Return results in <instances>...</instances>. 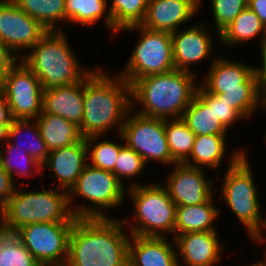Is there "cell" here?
Instances as JSON below:
<instances>
[{
    "instance_id": "obj_2",
    "label": "cell",
    "mask_w": 266,
    "mask_h": 266,
    "mask_svg": "<svg viewBox=\"0 0 266 266\" xmlns=\"http://www.w3.org/2000/svg\"><path fill=\"white\" fill-rule=\"evenodd\" d=\"M124 227L123 220L115 219L114 215L77 218L72 226L65 266H128L131 234Z\"/></svg>"
},
{
    "instance_id": "obj_1",
    "label": "cell",
    "mask_w": 266,
    "mask_h": 266,
    "mask_svg": "<svg viewBox=\"0 0 266 266\" xmlns=\"http://www.w3.org/2000/svg\"><path fill=\"white\" fill-rule=\"evenodd\" d=\"M104 71L102 67L94 66L84 78V113L79 126L84 139L106 136L114 128L119 134L132 109L131 85L117 72L113 76Z\"/></svg>"
},
{
    "instance_id": "obj_27",
    "label": "cell",
    "mask_w": 266,
    "mask_h": 266,
    "mask_svg": "<svg viewBox=\"0 0 266 266\" xmlns=\"http://www.w3.org/2000/svg\"><path fill=\"white\" fill-rule=\"evenodd\" d=\"M26 137L30 138V140ZM8 141L17 148L26 151L27 154L41 164L46 161L50 153L41 137L39 127L35 120H13L8 128Z\"/></svg>"
},
{
    "instance_id": "obj_45",
    "label": "cell",
    "mask_w": 266,
    "mask_h": 266,
    "mask_svg": "<svg viewBox=\"0 0 266 266\" xmlns=\"http://www.w3.org/2000/svg\"><path fill=\"white\" fill-rule=\"evenodd\" d=\"M264 259L262 260H259V261H256L255 263H251V265H248L246 264L247 266H266V249H264Z\"/></svg>"
},
{
    "instance_id": "obj_24",
    "label": "cell",
    "mask_w": 266,
    "mask_h": 266,
    "mask_svg": "<svg viewBox=\"0 0 266 266\" xmlns=\"http://www.w3.org/2000/svg\"><path fill=\"white\" fill-rule=\"evenodd\" d=\"M265 25L258 16L247 6L219 34V41L224 47L231 49L242 42L260 38V48L264 43Z\"/></svg>"
},
{
    "instance_id": "obj_40",
    "label": "cell",
    "mask_w": 266,
    "mask_h": 266,
    "mask_svg": "<svg viewBox=\"0 0 266 266\" xmlns=\"http://www.w3.org/2000/svg\"><path fill=\"white\" fill-rule=\"evenodd\" d=\"M247 6L266 25V0H248Z\"/></svg>"
},
{
    "instance_id": "obj_9",
    "label": "cell",
    "mask_w": 266,
    "mask_h": 266,
    "mask_svg": "<svg viewBox=\"0 0 266 266\" xmlns=\"http://www.w3.org/2000/svg\"><path fill=\"white\" fill-rule=\"evenodd\" d=\"M126 190L112 172L87 164L68 191L69 207L76 218H110L109 209L115 210L126 201ZM78 197L88 204L75 206Z\"/></svg>"
},
{
    "instance_id": "obj_5",
    "label": "cell",
    "mask_w": 266,
    "mask_h": 266,
    "mask_svg": "<svg viewBox=\"0 0 266 266\" xmlns=\"http://www.w3.org/2000/svg\"><path fill=\"white\" fill-rule=\"evenodd\" d=\"M64 31H47L21 58L43 89L76 84L93 70L80 65Z\"/></svg>"
},
{
    "instance_id": "obj_25",
    "label": "cell",
    "mask_w": 266,
    "mask_h": 266,
    "mask_svg": "<svg viewBox=\"0 0 266 266\" xmlns=\"http://www.w3.org/2000/svg\"><path fill=\"white\" fill-rule=\"evenodd\" d=\"M182 119L196 135H227L228 129L214 113V104L207 102L196 92Z\"/></svg>"
},
{
    "instance_id": "obj_30",
    "label": "cell",
    "mask_w": 266,
    "mask_h": 266,
    "mask_svg": "<svg viewBox=\"0 0 266 266\" xmlns=\"http://www.w3.org/2000/svg\"><path fill=\"white\" fill-rule=\"evenodd\" d=\"M0 147H4L2 151L0 150V166L12 176L14 183L20 177H33L40 174L42 176V164L26 151L17 148L8 140Z\"/></svg>"
},
{
    "instance_id": "obj_10",
    "label": "cell",
    "mask_w": 266,
    "mask_h": 266,
    "mask_svg": "<svg viewBox=\"0 0 266 266\" xmlns=\"http://www.w3.org/2000/svg\"><path fill=\"white\" fill-rule=\"evenodd\" d=\"M124 31H136L140 34L128 62L124 65L125 68L118 72L129 85L141 77L167 73L175 69L171 33L133 25L119 30L117 34Z\"/></svg>"
},
{
    "instance_id": "obj_17",
    "label": "cell",
    "mask_w": 266,
    "mask_h": 266,
    "mask_svg": "<svg viewBox=\"0 0 266 266\" xmlns=\"http://www.w3.org/2000/svg\"><path fill=\"white\" fill-rule=\"evenodd\" d=\"M219 237L218 231L188 232L176 235L174 241L178 265L215 266L221 263L222 251L225 252L226 245L220 242Z\"/></svg>"
},
{
    "instance_id": "obj_21",
    "label": "cell",
    "mask_w": 266,
    "mask_h": 266,
    "mask_svg": "<svg viewBox=\"0 0 266 266\" xmlns=\"http://www.w3.org/2000/svg\"><path fill=\"white\" fill-rule=\"evenodd\" d=\"M42 111L80 126L84 113V79L76 84L43 89Z\"/></svg>"
},
{
    "instance_id": "obj_6",
    "label": "cell",
    "mask_w": 266,
    "mask_h": 266,
    "mask_svg": "<svg viewBox=\"0 0 266 266\" xmlns=\"http://www.w3.org/2000/svg\"><path fill=\"white\" fill-rule=\"evenodd\" d=\"M200 85L236 109L247 121L258 111L260 98V77L256 65L252 66L214 57Z\"/></svg>"
},
{
    "instance_id": "obj_4",
    "label": "cell",
    "mask_w": 266,
    "mask_h": 266,
    "mask_svg": "<svg viewBox=\"0 0 266 266\" xmlns=\"http://www.w3.org/2000/svg\"><path fill=\"white\" fill-rule=\"evenodd\" d=\"M244 149L237 148L228 158V167L221 179L220 198L244 226L248 237L263 244L266 241V218L262 217L254 171Z\"/></svg>"
},
{
    "instance_id": "obj_28",
    "label": "cell",
    "mask_w": 266,
    "mask_h": 266,
    "mask_svg": "<svg viewBox=\"0 0 266 266\" xmlns=\"http://www.w3.org/2000/svg\"><path fill=\"white\" fill-rule=\"evenodd\" d=\"M227 135H198L195 136L194 145L186 165L198 168L218 169L226 155Z\"/></svg>"
},
{
    "instance_id": "obj_12",
    "label": "cell",
    "mask_w": 266,
    "mask_h": 266,
    "mask_svg": "<svg viewBox=\"0 0 266 266\" xmlns=\"http://www.w3.org/2000/svg\"><path fill=\"white\" fill-rule=\"evenodd\" d=\"M120 134L125 145L137 152L146 164L149 161H158L164 167L175 164L165 135V120L146 117L131 109Z\"/></svg>"
},
{
    "instance_id": "obj_33",
    "label": "cell",
    "mask_w": 266,
    "mask_h": 266,
    "mask_svg": "<svg viewBox=\"0 0 266 266\" xmlns=\"http://www.w3.org/2000/svg\"><path fill=\"white\" fill-rule=\"evenodd\" d=\"M149 0H111L108 6L113 22V34L121 29L140 25L143 21Z\"/></svg>"
},
{
    "instance_id": "obj_22",
    "label": "cell",
    "mask_w": 266,
    "mask_h": 266,
    "mask_svg": "<svg viewBox=\"0 0 266 266\" xmlns=\"http://www.w3.org/2000/svg\"><path fill=\"white\" fill-rule=\"evenodd\" d=\"M214 194L204 203L176 206L175 236L188 232L218 231L215 220L221 216Z\"/></svg>"
},
{
    "instance_id": "obj_44",
    "label": "cell",
    "mask_w": 266,
    "mask_h": 266,
    "mask_svg": "<svg viewBox=\"0 0 266 266\" xmlns=\"http://www.w3.org/2000/svg\"><path fill=\"white\" fill-rule=\"evenodd\" d=\"M10 125L11 124L0 123V145L1 146L8 140V128Z\"/></svg>"
},
{
    "instance_id": "obj_16",
    "label": "cell",
    "mask_w": 266,
    "mask_h": 266,
    "mask_svg": "<svg viewBox=\"0 0 266 266\" xmlns=\"http://www.w3.org/2000/svg\"><path fill=\"white\" fill-rule=\"evenodd\" d=\"M184 28L171 33L173 62L175 69L196 74L191 69L193 64L202 63L214 52L213 34L210 28L200 23Z\"/></svg>"
},
{
    "instance_id": "obj_19",
    "label": "cell",
    "mask_w": 266,
    "mask_h": 266,
    "mask_svg": "<svg viewBox=\"0 0 266 266\" xmlns=\"http://www.w3.org/2000/svg\"><path fill=\"white\" fill-rule=\"evenodd\" d=\"M87 164V145L82 138L70 146L51 150L42 164V176L47 168L52 171L51 178L58 182L56 188L69 191Z\"/></svg>"
},
{
    "instance_id": "obj_18",
    "label": "cell",
    "mask_w": 266,
    "mask_h": 266,
    "mask_svg": "<svg viewBox=\"0 0 266 266\" xmlns=\"http://www.w3.org/2000/svg\"><path fill=\"white\" fill-rule=\"evenodd\" d=\"M202 0H149L141 26L154 31L173 33L193 19Z\"/></svg>"
},
{
    "instance_id": "obj_7",
    "label": "cell",
    "mask_w": 266,
    "mask_h": 266,
    "mask_svg": "<svg viewBox=\"0 0 266 266\" xmlns=\"http://www.w3.org/2000/svg\"><path fill=\"white\" fill-rule=\"evenodd\" d=\"M76 219L69 207L68 191L56 187L26 191L18 187L0 214V226L15 233L28 224Z\"/></svg>"
},
{
    "instance_id": "obj_35",
    "label": "cell",
    "mask_w": 266,
    "mask_h": 266,
    "mask_svg": "<svg viewBox=\"0 0 266 266\" xmlns=\"http://www.w3.org/2000/svg\"><path fill=\"white\" fill-rule=\"evenodd\" d=\"M0 266H41L26 249L21 239L4 229V244L0 253Z\"/></svg>"
},
{
    "instance_id": "obj_37",
    "label": "cell",
    "mask_w": 266,
    "mask_h": 266,
    "mask_svg": "<svg viewBox=\"0 0 266 266\" xmlns=\"http://www.w3.org/2000/svg\"><path fill=\"white\" fill-rule=\"evenodd\" d=\"M196 92L207 102V104H214V113L216 114V117L228 130L230 126L236 125L237 122L246 121L236 109L221 100L218 95L207 92L200 84H198Z\"/></svg>"
},
{
    "instance_id": "obj_26",
    "label": "cell",
    "mask_w": 266,
    "mask_h": 266,
    "mask_svg": "<svg viewBox=\"0 0 266 266\" xmlns=\"http://www.w3.org/2000/svg\"><path fill=\"white\" fill-rule=\"evenodd\" d=\"M108 4L107 0H65L66 22L92 27L100 19H104L105 29L113 35V22L107 9Z\"/></svg>"
},
{
    "instance_id": "obj_31",
    "label": "cell",
    "mask_w": 266,
    "mask_h": 266,
    "mask_svg": "<svg viewBox=\"0 0 266 266\" xmlns=\"http://www.w3.org/2000/svg\"><path fill=\"white\" fill-rule=\"evenodd\" d=\"M165 135L175 163H184L190 156L195 134L182 118L165 120Z\"/></svg>"
},
{
    "instance_id": "obj_15",
    "label": "cell",
    "mask_w": 266,
    "mask_h": 266,
    "mask_svg": "<svg viewBox=\"0 0 266 266\" xmlns=\"http://www.w3.org/2000/svg\"><path fill=\"white\" fill-rule=\"evenodd\" d=\"M173 167L162 185L176 206L201 204L215 194V182L207 179L204 168L185 163H175Z\"/></svg>"
},
{
    "instance_id": "obj_11",
    "label": "cell",
    "mask_w": 266,
    "mask_h": 266,
    "mask_svg": "<svg viewBox=\"0 0 266 266\" xmlns=\"http://www.w3.org/2000/svg\"><path fill=\"white\" fill-rule=\"evenodd\" d=\"M74 223H33L18 229L15 234L41 266H65Z\"/></svg>"
},
{
    "instance_id": "obj_38",
    "label": "cell",
    "mask_w": 266,
    "mask_h": 266,
    "mask_svg": "<svg viewBox=\"0 0 266 266\" xmlns=\"http://www.w3.org/2000/svg\"><path fill=\"white\" fill-rule=\"evenodd\" d=\"M18 187L12 176L0 166V214L6 208L9 198Z\"/></svg>"
},
{
    "instance_id": "obj_34",
    "label": "cell",
    "mask_w": 266,
    "mask_h": 266,
    "mask_svg": "<svg viewBox=\"0 0 266 266\" xmlns=\"http://www.w3.org/2000/svg\"><path fill=\"white\" fill-rule=\"evenodd\" d=\"M146 163L142 159V157L135 152L133 149L127 147L124 145L120 151L117 158V161L114 166V170L112 173L117 177V179L125 186L126 188H130L137 185H143L145 183L137 182L135 179L140 176V174L145 171ZM135 180H134V179ZM125 179L126 181L131 180L132 183L127 187L125 185Z\"/></svg>"
},
{
    "instance_id": "obj_41",
    "label": "cell",
    "mask_w": 266,
    "mask_h": 266,
    "mask_svg": "<svg viewBox=\"0 0 266 266\" xmlns=\"http://www.w3.org/2000/svg\"><path fill=\"white\" fill-rule=\"evenodd\" d=\"M13 120L10 107L6 102L4 95L0 92V123L11 124Z\"/></svg>"
},
{
    "instance_id": "obj_43",
    "label": "cell",
    "mask_w": 266,
    "mask_h": 266,
    "mask_svg": "<svg viewBox=\"0 0 266 266\" xmlns=\"http://www.w3.org/2000/svg\"><path fill=\"white\" fill-rule=\"evenodd\" d=\"M259 107L266 111V81L260 82Z\"/></svg>"
},
{
    "instance_id": "obj_29",
    "label": "cell",
    "mask_w": 266,
    "mask_h": 266,
    "mask_svg": "<svg viewBox=\"0 0 266 266\" xmlns=\"http://www.w3.org/2000/svg\"><path fill=\"white\" fill-rule=\"evenodd\" d=\"M27 15L35 18L48 31H62L66 23L65 0H14Z\"/></svg>"
},
{
    "instance_id": "obj_8",
    "label": "cell",
    "mask_w": 266,
    "mask_h": 266,
    "mask_svg": "<svg viewBox=\"0 0 266 266\" xmlns=\"http://www.w3.org/2000/svg\"><path fill=\"white\" fill-rule=\"evenodd\" d=\"M126 194L135 212L133 218L121 219L131 235L175 237L176 204L162 184L147 182L128 188Z\"/></svg>"
},
{
    "instance_id": "obj_13",
    "label": "cell",
    "mask_w": 266,
    "mask_h": 266,
    "mask_svg": "<svg viewBox=\"0 0 266 266\" xmlns=\"http://www.w3.org/2000/svg\"><path fill=\"white\" fill-rule=\"evenodd\" d=\"M0 92L14 120H35L42 112L43 87L21 60L0 82Z\"/></svg>"
},
{
    "instance_id": "obj_42",
    "label": "cell",
    "mask_w": 266,
    "mask_h": 266,
    "mask_svg": "<svg viewBox=\"0 0 266 266\" xmlns=\"http://www.w3.org/2000/svg\"><path fill=\"white\" fill-rule=\"evenodd\" d=\"M262 52V65H257L258 75L261 81H266V42L263 43L262 47L260 48Z\"/></svg>"
},
{
    "instance_id": "obj_23",
    "label": "cell",
    "mask_w": 266,
    "mask_h": 266,
    "mask_svg": "<svg viewBox=\"0 0 266 266\" xmlns=\"http://www.w3.org/2000/svg\"><path fill=\"white\" fill-rule=\"evenodd\" d=\"M35 121L49 151L70 146L83 138L79 126L63 117L42 111Z\"/></svg>"
},
{
    "instance_id": "obj_3",
    "label": "cell",
    "mask_w": 266,
    "mask_h": 266,
    "mask_svg": "<svg viewBox=\"0 0 266 266\" xmlns=\"http://www.w3.org/2000/svg\"><path fill=\"white\" fill-rule=\"evenodd\" d=\"M196 78V74L178 69L141 77L131 84L132 109L141 105L135 112L146 117L182 118L196 94Z\"/></svg>"
},
{
    "instance_id": "obj_32",
    "label": "cell",
    "mask_w": 266,
    "mask_h": 266,
    "mask_svg": "<svg viewBox=\"0 0 266 266\" xmlns=\"http://www.w3.org/2000/svg\"><path fill=\"white\" fill-rule=\"evenodd\" d=\"M120 142H113L102 136H92L85 139L88 152V164L93 167L110 171L114 170L120 149L125 145L122 135L117 134ZM101 138L103 141H101ZM104 138V139H103ZM100 141V142H99Z\"/></svg>"
},
{
    "instance_id": "obj_39",
    "label": "cell",
    "mask_w": 266,
    "mask_h": 266,
    "mask_svg": "<svg viewBox=\"0 0 266 266\" xmlns=\"http://www.w3.org/2000/svg\"><path fill=\"white\" fill-rule=\"evenodd\" d=\"M21 59L0 40V82Z\"/></svg>"
},
{
    "instance_id": "obj_36",
    "label": "cell",
    "mask_w": 266,
    "mask_h": 266,
    "mask_svg": "<svg viewBox=\"0 0 266 266\" xmlns=\"http://www.w3.org/2000/svg\"><path fill=\"white\" fill-rule=\"evenodd\" d=\"M212 16L218 35L247 7L248 0H210Z\"/></svg>"
},
{
    "instance_id": "obj_47",
    "label": "cell",
    "mask_w": 266,
    "mask_h": 266,
    "mask_svg": "<svg viewBox=\"0 0 266 266\" xmlns=\"http://www.w3.org/2000/svg\"><path fill=\"white\" fill-rule=\"evenodd\" d=\"M264 42H266V25H265V33H264Z\"/></svg>"
},
{
    "instance_id": "obj_14",
    "label": "cell",
    "mask_w": 266,
    "mask_h": 266,
    "mask_svg": "<svg viewBox=\"0 0 266 266\" xmlns=\"http://www.w3.org/2000/svg\"><path fill=\"white\" fill-rule=\"evenodd\" d=\"M47 31L35 18L21 10L14 0H0V40L20 59Z\"/></svg>"
},
{
    "instance_id": "obj_20",
    "label": "cell",
    "mask_w": 266,
    "mask_h": 266,
    "mask_svg": "<svg viewBox=\"0 0 266 266\" xmlns=\"http://www.w3.org/2000/svg\"><path fill=\"white\" fill-rule=\"evenodd\" d=\"M131 235L128 266H179L174 238Z\"/></svg>"
},
{
    "instance_id": "obj_46",
    "label": "cell",
    "mask_w": 266,
    "mask_h": 266,
    "mask_svg": "<svg viewBox=\"0 0 266 266\" xmlns=\"http://www.w3.org/2000/svg\"><path fill=\"white\" fill-rule=\"evenodd\" d=\"M4 244V228L0 226V253Z\"/></svg>"
}]
</instances>
